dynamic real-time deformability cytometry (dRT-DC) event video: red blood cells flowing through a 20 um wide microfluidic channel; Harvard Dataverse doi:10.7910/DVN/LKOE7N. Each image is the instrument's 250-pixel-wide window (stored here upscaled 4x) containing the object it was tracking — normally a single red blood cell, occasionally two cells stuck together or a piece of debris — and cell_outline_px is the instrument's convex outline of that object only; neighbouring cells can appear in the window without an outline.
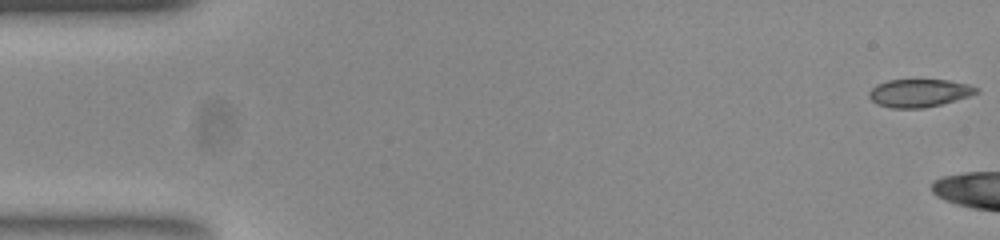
{"species": "common noctule bat (a hibernating species)", "species_latin": "Nyctalus noctula", "temperature_condition": "room temperature", "stored_images_in_passage": 10, "camera_frame_rate_fps": 3000, "um_per_image_px": 0.085, "animal": {"sex": "female", "body_mass_g": 23.0, "forearm_length_mm": 53.4}, "frame": {"image": 1, "passage_image": 1, "time_ms": 0.0, "image_size_px": [1000, 240], "cell_outline_px": [[980, 92], [956, 100], [924, 108], [892, 108], [876, 104], [868, 96], [868, 92], [876, 84], [888, 80], [948, 80], [968, 84], [980, 88]], "centroid_in_image_um": [78.13, 7.9], "position_along_channel_um": 6.9, "area_um2": 17.51}}